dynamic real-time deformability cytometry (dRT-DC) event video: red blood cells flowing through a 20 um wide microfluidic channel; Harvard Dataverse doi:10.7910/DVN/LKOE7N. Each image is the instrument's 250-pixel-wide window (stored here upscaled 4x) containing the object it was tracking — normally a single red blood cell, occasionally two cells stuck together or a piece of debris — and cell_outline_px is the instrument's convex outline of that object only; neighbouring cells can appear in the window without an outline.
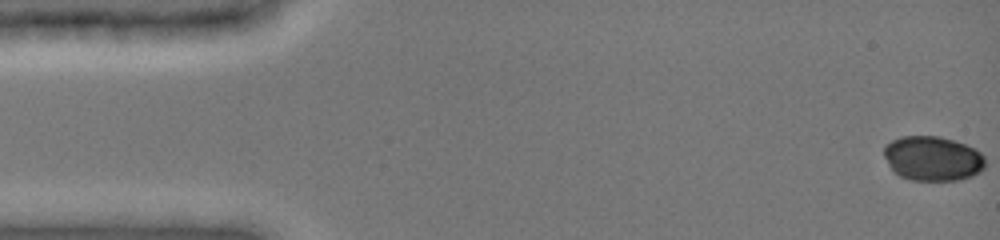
{"species": "common noctule bat (a hibernating species)", "species_latin": "Nyctalus noctula", "temperature_condition": "cold", "stored_images_in_passage": 6, "camera_frame_rate_fps": 3000, "um_per_image_px": 0.085, "animal": {"sex": "female", "body_mass_g": 19.0, "forearm_length_mm": 51.5}, "frame": {"image": 1, "passage_image": 1, "time_ms": 0.0, "image_size_px": [1000, 240], "cell_outline_px": [[984, 168], [980, 172], [972, 176], [960, 180], [912, 180], [900, 176], [888, 164], [884, 156], [884, 148], [892, 140], [900, 136], [940, 136], [976, 148], [984, 156]], "centroid_in_image_um": [79.3, 13.47], "position_along_channel_um": 5.7, "area_um2": 26.3}}
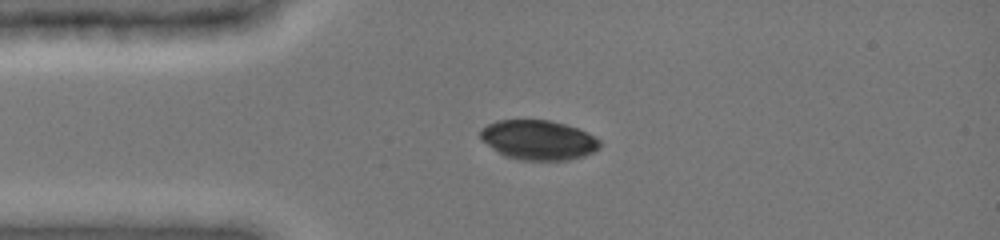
{"frame": {"image": 2, "passage_image": 5, "time_ms": 3.667, "image_size_px": [1000, 240], "cell_outline_px": [[600, 148], [584, 156], [568, 160], [520, 160], [504, 156], [492, 148], [480, 136], [480, 132], [488, 124], [496, 120], [548, 120], [564, 124], [588, 132], [600, 140]], "centroid_in_image_um": [45.79, 11.9], "position_along_channel_um": 39.2, "area_um2": 27.46}}